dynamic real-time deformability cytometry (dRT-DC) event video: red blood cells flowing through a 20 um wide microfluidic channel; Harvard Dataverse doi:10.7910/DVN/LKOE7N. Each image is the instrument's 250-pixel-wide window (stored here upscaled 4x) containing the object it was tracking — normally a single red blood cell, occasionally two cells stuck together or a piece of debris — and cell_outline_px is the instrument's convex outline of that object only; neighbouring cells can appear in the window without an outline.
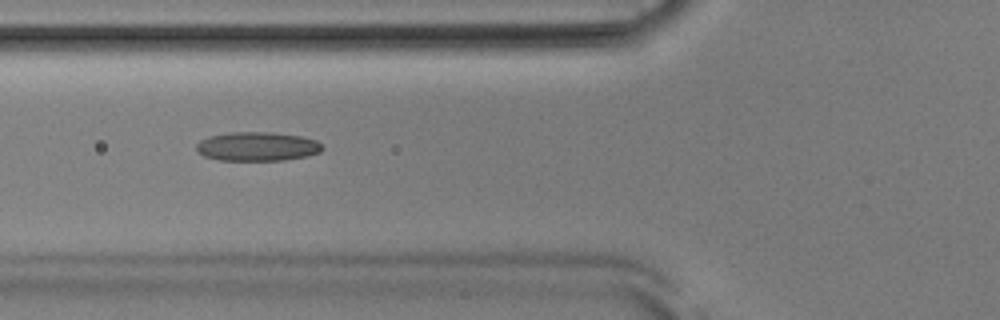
{"species": "Egyptian fruit bat (a non-hibernating species)", "species_latin": "Rousettus aegyptiacus", "temperature_condition": "room temperature", "stored_images_in_passage": 51, "camera_frame_rate_fps": 3000, "um_per_image_px": 0.085, "animal": {"sex": "male"}, "frame": {"image": 1, "passage_image": 20, "time_ms": 6.333, "image_size_px": [1000, 320], "cell_outline_px": [[324, 148], [320, 152], [308, 156], [284, 160], [220, 160], [204, 156], [196, 152], [196, 144], [200, 140], [208, 136], [228, 132], [272, 132], [300, 136], [316, 140]], "centroid_in_image_um": [21.84, 12.44], "position_along_channel_um": 104.0, "area_um2": 21.44}}
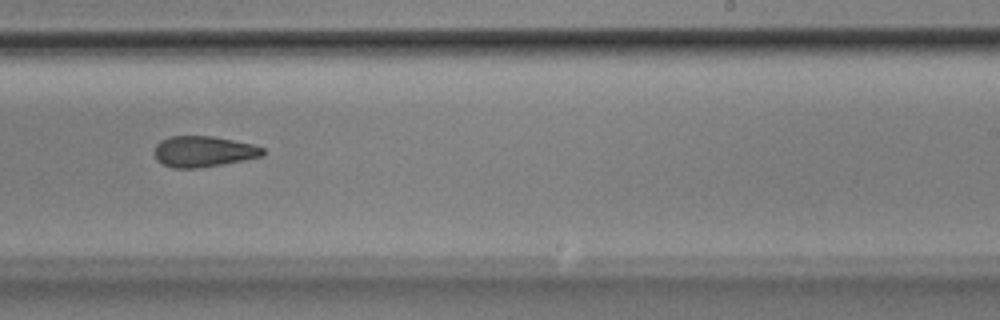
{"frame": {"image": 2, "passage_image": 33, "time_ms": 10.667, "image_size_px": [1000, 320], "cell_outline_px": [[264, 156], [244, 160], [200, 168], [172, 168], [156, 160], [156, 144], [160, 140], [168, 136], [212, 136], [252, 144], [264, 148]], "centroid_in_image_um": [17.29, 12.88], "position_along_channel_um": 271.7, "area_um2": 19.48}}
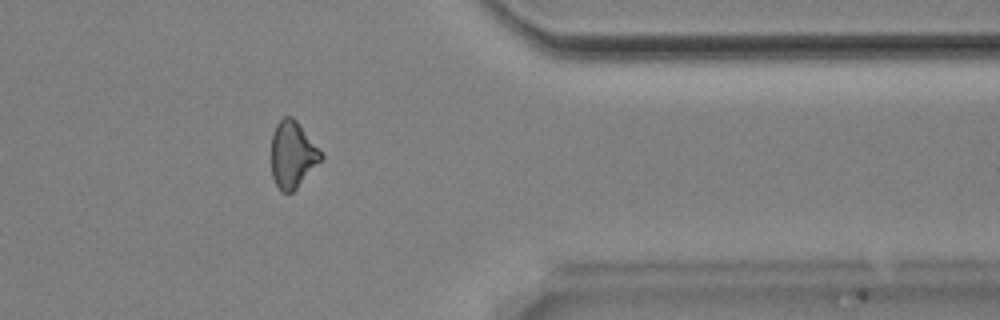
{"frame": {"image": 3, "passage_image": 43, "time_ms": 14.0, "image_size_px": [1000, 320], "cell_outline_px": [[324, 156], [296, 188], [292, 192], [280, 192], [272, 176], [272, 132], [276, 124], [284, 116], [292, 116], [296, 120], [324, 152]], "centroid_in_image_um": [24.88, 13.11], "position_along_channel_um": 386.5, "area_um2": 19.31}}